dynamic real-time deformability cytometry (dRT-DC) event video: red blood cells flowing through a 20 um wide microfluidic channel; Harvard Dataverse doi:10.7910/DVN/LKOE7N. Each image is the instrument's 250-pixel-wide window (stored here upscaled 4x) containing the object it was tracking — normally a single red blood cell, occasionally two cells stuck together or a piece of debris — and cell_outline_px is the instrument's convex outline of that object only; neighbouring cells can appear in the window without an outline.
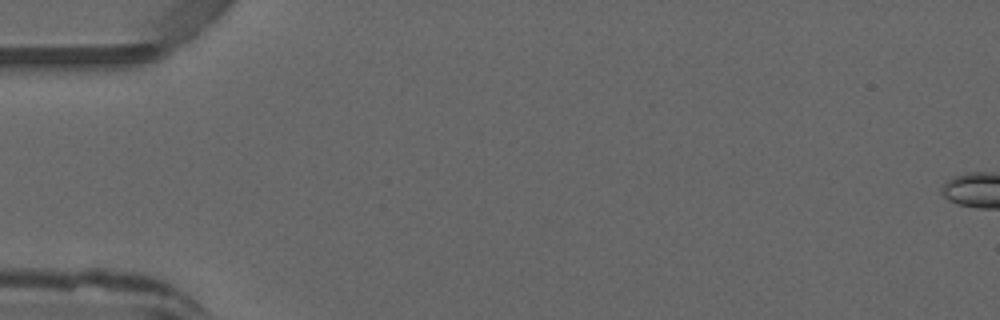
{"species": "common noctule bat (a hibernating species)", "species_latin": "Nyctalus noctula", "temperature_condition": "warm", "stored_images_in_passage": 4, "camera_frame_rate_fps": 3000, "um_per_image_px": 0.085, "animal": {"sex": "male", "forearm_length_mm": 52.5}, "frame": {"image": 1, "passage_image": 1, "time_ms": 0.0, "image_size_px": [1000, 320], "cell_outline_px": [[152, 288], [116, 288], [44, 284], [48, 280], [84, 268], [116, 268]], "centroid_in_image_um": [8.35, 23.72], "position_along_channel_um": 76.7, "area_um2": 10.0}}